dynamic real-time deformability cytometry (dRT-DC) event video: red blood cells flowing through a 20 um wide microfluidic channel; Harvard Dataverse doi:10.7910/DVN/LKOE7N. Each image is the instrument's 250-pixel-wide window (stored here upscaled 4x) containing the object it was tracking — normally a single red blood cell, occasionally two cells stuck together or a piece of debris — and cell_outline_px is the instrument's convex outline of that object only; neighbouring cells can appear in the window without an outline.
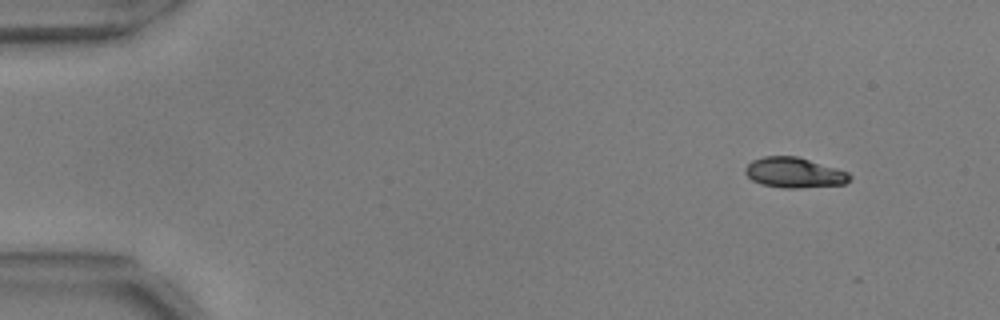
{"species": "common noctule bat (a hibernating species)", "species_latin": "Nyctalus noctula", "temperature_condition": "warm", "stored_images_in_passage": 12, "camera_frame_rate_fps": 3000, "um_per_image_px": 0.085, "animal": {"sex": "male", "body_mass_g": 17.9, "forearm_length_mm": 54.2}, "frame": {"image": 1, "passage_image": 1, "time_ms": 0.0, "image_size_px": [1000, 320], "cell_outline_px": [[852, 176], [844, 184], [800, 188], [784, 188], [760, 184], [752, 180], [744, 172], [744, 168], [752, 160], [764, 156], [796, 156], [836, 168], [848, 172]], "centroid_in_image_um": [67.48, 14.68], "position_along_channel_um": 17.5, "area_um2": 18.38}}
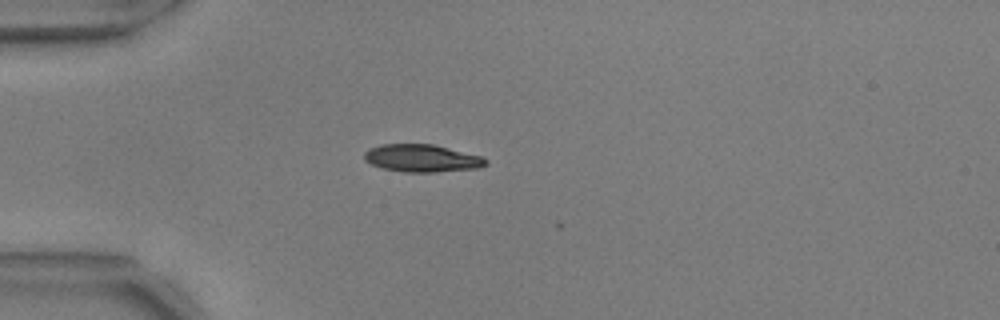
{"frame": {"image": 2, "passage_image": 11, "time_ms": 3.333, "image_size_px": [1000, 320], "cell_outline_px": [[488, 164], [480, 168], [436, 172], [404, 172], [384, 168], [372, 164], [364, 160], [364, 152], [368, 148], [380, 144], [432, 144], [480, 156], [488, 160]], "centroid_in_image_um": [35.85, 13.45], "position_along_channel_um": 49.1, "area_um2": 19.48}}